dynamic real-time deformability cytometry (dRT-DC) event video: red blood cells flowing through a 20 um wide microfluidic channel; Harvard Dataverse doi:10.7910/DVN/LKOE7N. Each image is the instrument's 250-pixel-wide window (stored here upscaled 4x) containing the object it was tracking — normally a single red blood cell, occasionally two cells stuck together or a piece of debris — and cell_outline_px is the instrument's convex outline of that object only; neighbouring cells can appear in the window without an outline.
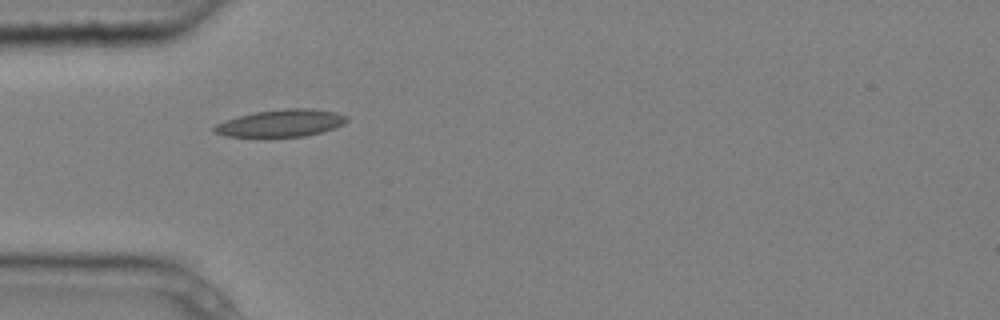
{"species": "common noctule bat (a hibernating species)", "species_latin": "Nyctalus noctula", "temperature_condition": "cold", "stored_images_in_passage": 2, "camera_frame_rate_fps": 3000, "um_per_image_px": 0.085, "animal": {"sex": "male", "body_mass_g": 20.4}, "frame": {"image": 1, "passage_image": 1, "time_ms": 0.0, "image_size_px": [1000, 320], "cell_outline_px": [[348, 120], [344, 124], [320, 132], [304, 136], [224, 136], [212, 132], [212, 128], [216, 124], [224, 120], [236, 116], [256, 112], [284, 108], [312, 108], [336, 112], [348, 116]], "centroid_in_image_um": [23.86, 10.45], "position_along_channel_um": 61.1, "area_um2": 20.98}}
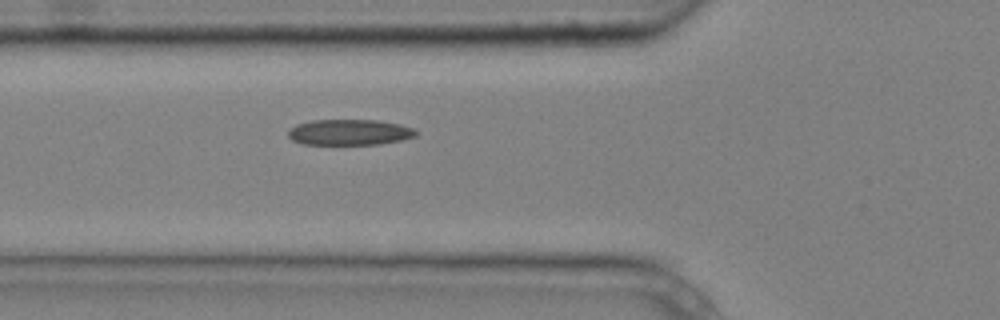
{"frame": {"image": 2, "passage_image": 2, "time_ms": 0.333, "image_size_px": [1000, 320], "cell_outline_px": [[420, 132], [416, 136], [400, 140], [380, 144], [300, 144], [292, 140], [288, 136], [288, 128], [296, 124], [312, 120], [376, 120], [400, 124], [412, 128]], "centroid_in_image_um": [29.68, 11.24], "position_along_channel_um": 96.1, "area_um2": 19.31}}